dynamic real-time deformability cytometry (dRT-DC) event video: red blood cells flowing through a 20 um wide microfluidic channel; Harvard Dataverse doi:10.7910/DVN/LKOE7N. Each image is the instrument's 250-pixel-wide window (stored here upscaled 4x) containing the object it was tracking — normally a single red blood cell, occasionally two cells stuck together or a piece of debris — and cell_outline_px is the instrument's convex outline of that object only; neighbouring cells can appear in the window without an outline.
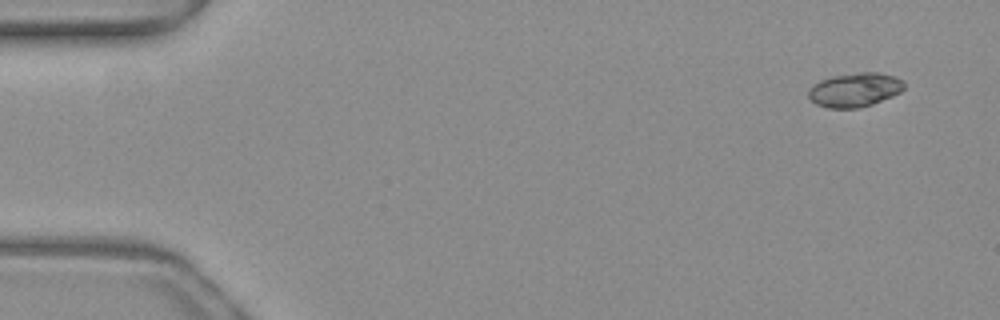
{"species": "common noctule bat (a hibernating species)", "species_latin": "Nyctalus noctula", "temperature_condition": "warm", "stored_images_in_passage": 49, "camera_frame_rate_fps": 3000, "um_per_image_px": 0.085, "animal": {"sex": "female", "body_mass_g": 19.3, "forearm_length_mm": 54.1}, "frame": {"image": 1, "passage_image": 1, "time_ms": 0.0, "image_size_px": [1000, 320], "cell_outline_px": [[904, 88], [900, 92], [892, 96], [872, 104], [860, 108], [828, 108], [816, 104], [808, 96], [808, 88], [812, 84], [820, 80], [832, 76], [860, 72], [876, 72], [896, 76], [904, 80]], "centroid_in_image_um": [72.65, 7.63], "position_along_channel_um": 12.4, "area_um2": 19.13}}
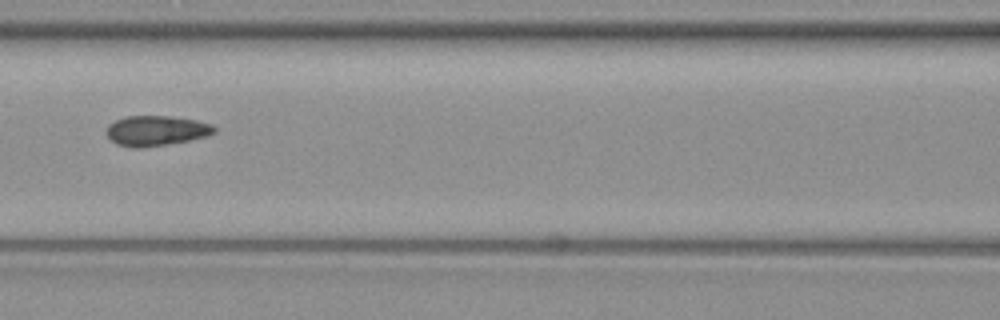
{"frame": {"image": 2, "passage_image": 21, "time_ms": 6.667, "image_size_px": [1000, 320], "cell_outline_px": [[216, 132], [208, 136], [188, 140], [140, 148], [132, 148], [116, 144], [104, 132], [108, 124], [124, 116], [168, 116], [196, 120], [212, 124], [216, 128]], "centroid_in_image_um": [13.25, 11.1], "position_along_channel_um": 153.4, "area_um2": 18.96}}
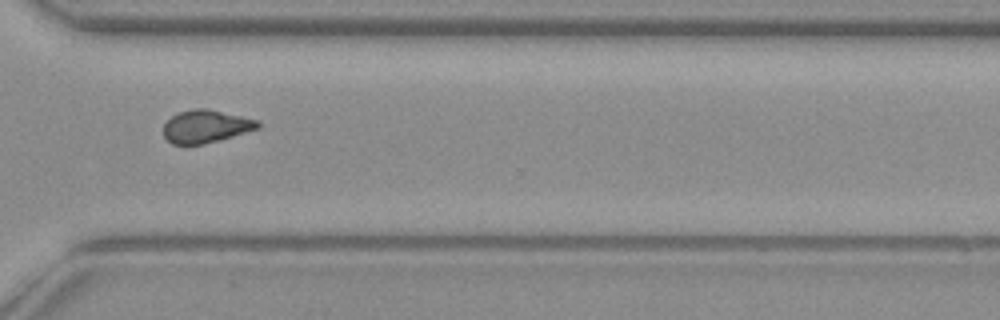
{"frame": {"image": 3, "passage_image": 36, "time_ms": 11.667, "image_size_px": [1000, 320], "cell_outline_px": [[260, 128], [220, 140], [204, 144], [172, 144], [164, 136], [164, 124], [176, 112], [192, 108], [208, 108], [260, 120]], "centroid_in_image_um": [17.52, 10.72], "position_along_channel_um": 353.1, "area_um2": 18.26}, "authors_computed_cell_mechanics": {"area_um2": 18.6694, "velocity_mm_per_s": 4.0035, "shape_relaxation_time_tau1_ms": null, "shape_relaxation_time_tau2_ms": 1.2959, "deformation_change_tau1": null, "deformation_change_tau2": 0.0691}}